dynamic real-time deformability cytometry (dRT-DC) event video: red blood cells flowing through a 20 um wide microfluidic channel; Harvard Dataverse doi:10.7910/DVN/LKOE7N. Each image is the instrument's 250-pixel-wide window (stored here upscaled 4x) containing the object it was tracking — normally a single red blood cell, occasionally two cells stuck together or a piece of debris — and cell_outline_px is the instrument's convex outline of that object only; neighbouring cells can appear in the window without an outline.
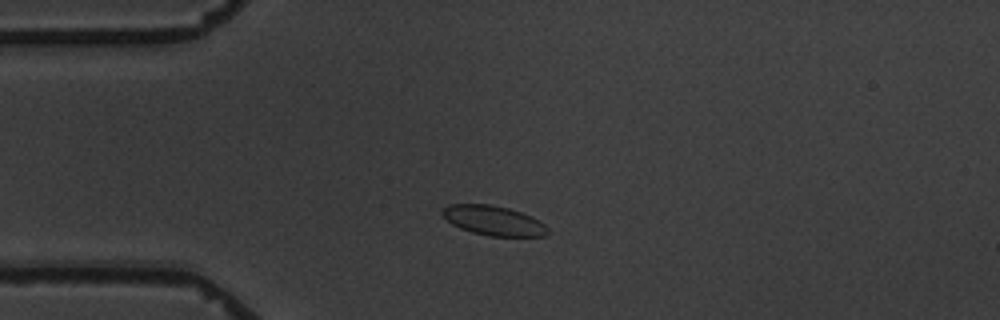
{"species": "common noctule bat (a hibernating species)", "species_latin": "Nyctalus noctula", "temperature_condition": "warm", "stored_images_in_passage": 8, "camera_frame_rate_fps": 3000, "um_per_image_px": 0.085, "animal": {"sex": "male", "body_mass_g": 19.5, "forearm_length_mm": 54.6}, "frame": {"image": 1, "passage_image": 2, "time_ms": 2.0, "image_size_px": [1000, 320], "cell_outline_px": [[552, 232], [548, 236], [488, 236], [472, 232], [460, 228], [452, 224], [440, 212], [448, 204], [492, 204], [508, 208], [532, 216], [544, 224]], "centroid_in_image_um": [41.99, 18.75], "position_along_channel_um": 43.0, "area_um2": 18.32}}
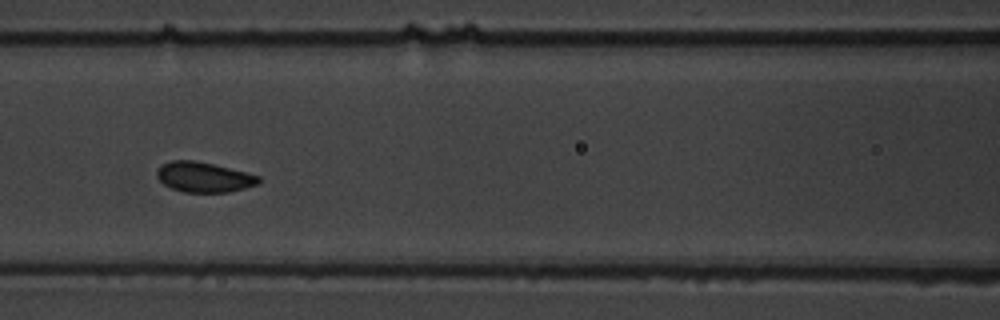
{"frame": {"image": 2, "passage_image": 5, "time_ms": 5.667, "image_size_px": [1000, 320], "cell_outline_px": [[260, 184], [228, 192], [184, 192], [172, 188], [164, 184], [156, 176], [156, 172], [160, 164], [172, 160], [192, 160], [212, 164], [260, 176]], "centroid_in_image_um": [17.3, 15.05], "position_along_channel_um": 149.3, "area_um2": 17.74}}
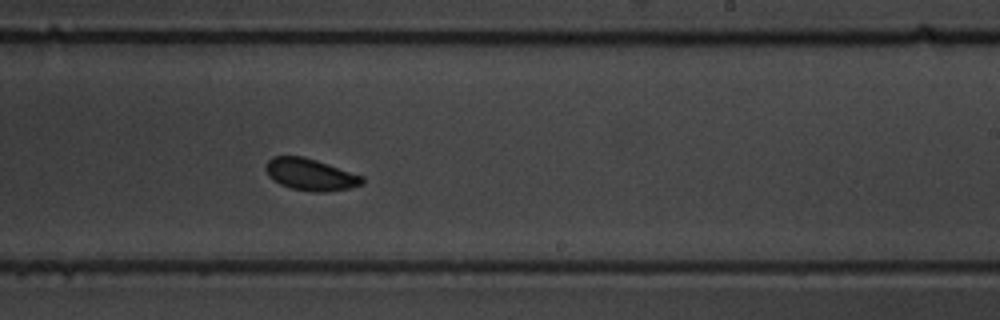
{"frame": {"image": 3, "passage_image": 8, "time_ms": 9.0, "image_size_px": [1000, 320], "cell_outline_px": [[364, 184], [348, 188], [324, 192], [312, 192], [292, 188], [280, 184], [264, 168], [268, 160], [272, 156], [304, 156], [364, 176]], "centroid_in_image_um": [26.42, 14.83], "position_along_channel_um": 262.6, "area_um2": 17.69}}